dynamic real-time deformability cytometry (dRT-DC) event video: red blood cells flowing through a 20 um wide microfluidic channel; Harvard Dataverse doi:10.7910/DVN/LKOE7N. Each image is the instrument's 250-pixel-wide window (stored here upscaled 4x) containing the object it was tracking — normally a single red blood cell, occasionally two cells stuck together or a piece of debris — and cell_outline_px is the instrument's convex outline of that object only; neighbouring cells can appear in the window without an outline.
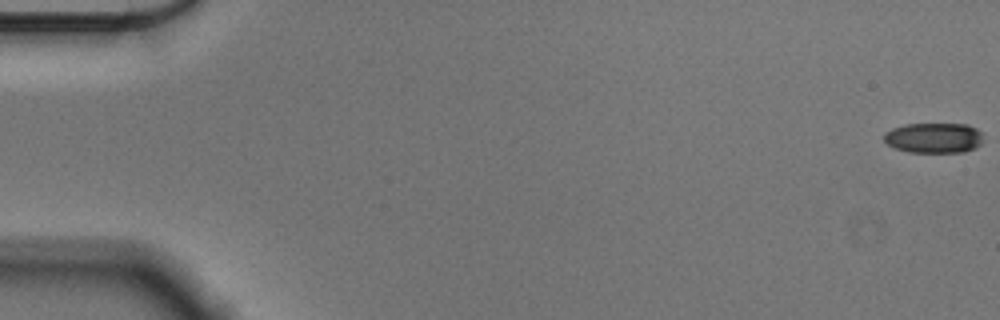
{"species": "Egyptian fruit bat (a non-hibernating species)", "species_latin": "Rousettus aegyptiacus", "temperature_condition": "cold", "stored_images_in_passage": 57, "camera_frame_rate_fps": 3000, "um_per_image_px": 0.085, "animal": {"sex": "male"}, "frame": {"image": 1, "passage_image": 1, "time_ms": 0.0, "image_size_px": [1000, 320], "cell_outline_px": [[980, 144], [976, 148], [964, 152], [908, 152], [896, 148], [888, 144], [884, 140], [884, 132], [892, 128], [904, 124], [968, 124], [976, 128], [980, 132]], "centroid_in_image_um": [79.35, 11.71], "position_along_channel_um": 5.6, "area_um2": 17.46}}
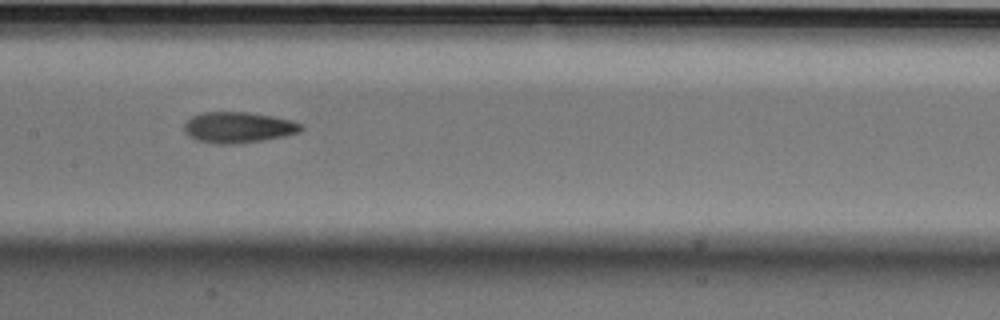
{"frame": {"image": 2, "passage_image": 29, "time_ms": 9.333, "image_size_px": [1000, 320], "cell_outline_px": [[304, 128], [300, 132], [284, 136], [264, 140], [236, 144], [216, 144], [196, 140], [188, 136], [184, 132], [184, 124], [192, 116], [200, 112], [248, 112], [272, 116], [292, 120], [304, 124]], "centroid_in_image_um": [20.26, 10.83], "position_along_channel_um": 187.1, "area_um2": 21.33}}
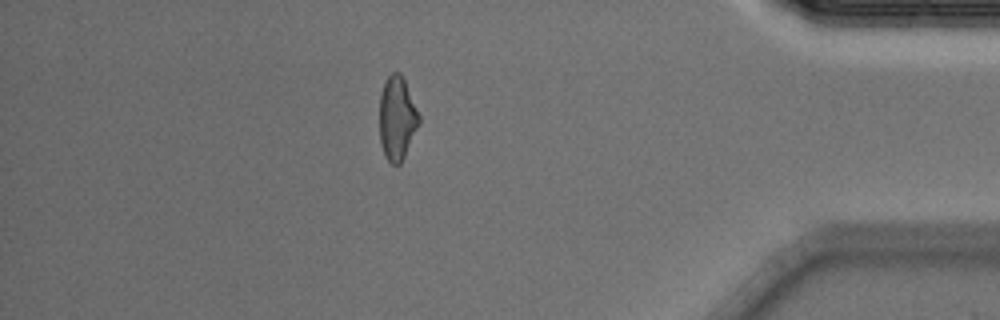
{"frame": {"image": 3, "passage_image": 50, "time_ms": 16.333, "image_size_px": [1000, 320], "cell_outline_px": [[420, 124], [400, 164], [392, 164], [384, 156], [380, 144], [380, 92], [388, 76], [392, 72], [400, 72], [404, 80], [420, 116]], "centroid_in_image_um": [33.74, 10.06], "position_along_channel_um": 401.5, "area_um2": 19.19}, "authors_computed_cell_mechanics": {"area_um2": 20.0566, "velocity_mm_per_s": 3.5876, "shape_relaxation_time_tau1_ms": 4.3182, "shape_relaxation_time_tau2_ms": 3.6258, "deformation_change_tau1": 0.1582, "deformation_change_tau2": 0.1115}}